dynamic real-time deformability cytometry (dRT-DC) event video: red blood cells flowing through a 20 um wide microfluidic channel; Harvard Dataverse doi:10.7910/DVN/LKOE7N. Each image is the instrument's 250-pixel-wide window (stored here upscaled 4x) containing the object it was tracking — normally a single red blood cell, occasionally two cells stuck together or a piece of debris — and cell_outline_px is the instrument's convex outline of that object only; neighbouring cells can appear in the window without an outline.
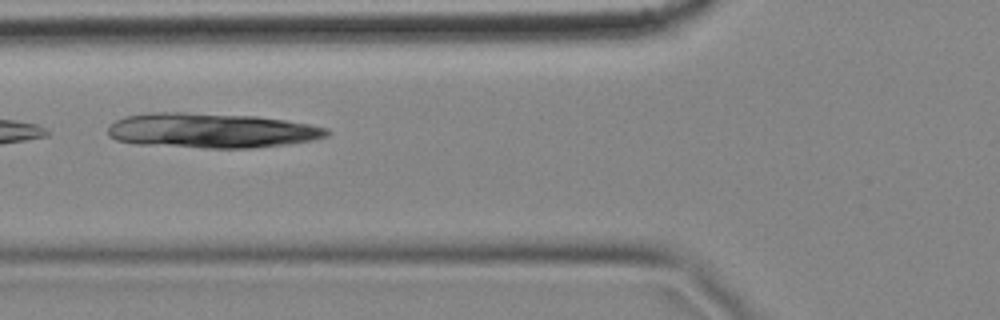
{"species": "common noctule bat (a hibernating species)", "species_latin": "Nyctalus noctula", "temperature_condition": "cold", "stored_images_in_passage": 10, "camera_frame_rate_fps": 3000, "um_per_image_px": 0.085, "animal": {"sex": "female", "body_mass_g": 18.4}, "frame": {"image": 1, "passage_image": 2, "time_ms": 0.333, "image_size_px": [1000, 320], "cell_outline_px": [[328, 136], [312, 140], [284, 144], [252, 148], [204, 148], [136, 144], [116, 140], [108, 136], [108, 128], [116, 120], [124, 116], [152, 112], [184, 112], [256, 116], [284, 120], [308, 124], [328, 128]], "centroid_in_image_um": [17.92, 11.09], "position_along_channel_um": 107.9, "area_um2": 44.51}}
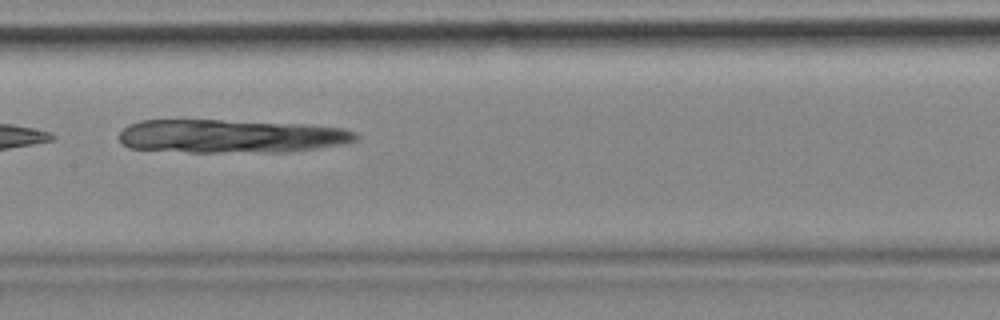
{"frame": {"image": 2, "passage_image": 4, "time_ms": 1.0, "image_size_px": [1000, 320], "cell_outline_px": [[360, 136], [356, 140], [348, 144], [292, 152], [188, 152], [128, 148], [120, 140], [120, 132], [128, 124], [140, 120], [220, 120], [308, 124], [344, 128], [356, 132]], "centroid_in_image_um": [19.71, 11.58], "position_along_channel_um": 187.7, "area_um2": 46.82}}
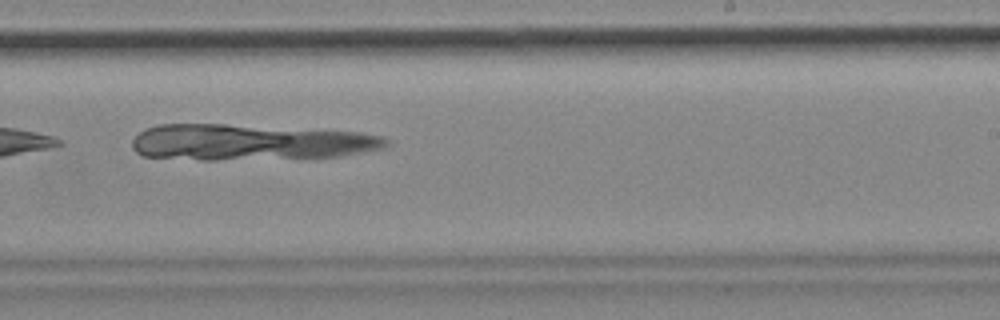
{"frame": {"image": 3, "passage_image": 6, "time_ms": 1.667, "image_size_px": [1000, 320], "cell_outline_px": [[392, 144], [384, 148], [340, 156], [216, 160], [200, 160], [144, 156], [136, 152], [132, 148], [132, 140], [144, 128], [160, 124], [224, 124], [360, 132], [380, 136], [388, 140]], "centroid_in_image_um": [21.21, 12.09], "position_along_channel_um": 267.8, "area_um2": 53.23}}